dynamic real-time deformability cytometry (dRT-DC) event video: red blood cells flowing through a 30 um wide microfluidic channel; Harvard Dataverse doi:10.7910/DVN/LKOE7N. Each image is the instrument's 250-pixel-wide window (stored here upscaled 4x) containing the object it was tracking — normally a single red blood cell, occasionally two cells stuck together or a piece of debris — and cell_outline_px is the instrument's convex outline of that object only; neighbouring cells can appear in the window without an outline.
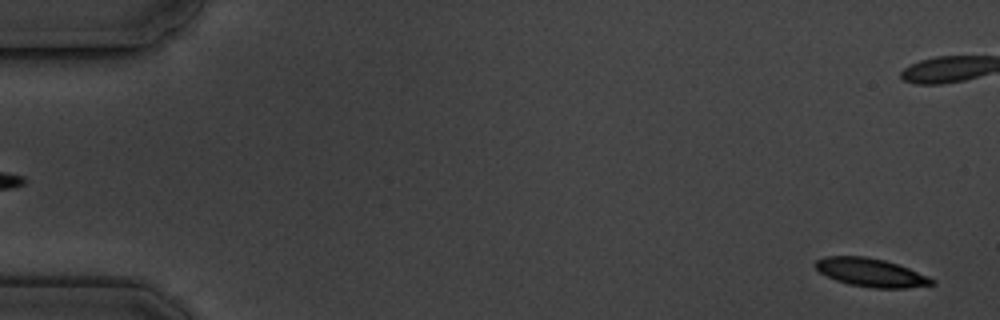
{"species": "common noctule bat (a hibernating species)", "species_latin": "Nyctalus noctula", "temperature_condition": "cold", "stored_images_in_passage": 5, "segment_of_instrument_passage": [2, 2], "camera_frame_rate_fps": 3000, "um_per_image_px": 0.085, "animal": {"sex": "male", "body_mass_g": 19.5, "forearm_length_mm": 54.6}, "frame": {"image": 1, "passage_image": 5, "time_ms": 5.667, "image_size_px": [1000, 320], "cell_outline_px": [[936, 284], [908, 288], [872, 288], [848, 284], [836, 280], [820, 272], [812, 264], [816, 260], [824, 256], [864, 256], [884, 260], [908, 268], [928, 276], [936, 280]], "centroid_in_image_um": [74.02, 23.17], "position_along_channel_um": 11.0, "area_um2": 19.31}}